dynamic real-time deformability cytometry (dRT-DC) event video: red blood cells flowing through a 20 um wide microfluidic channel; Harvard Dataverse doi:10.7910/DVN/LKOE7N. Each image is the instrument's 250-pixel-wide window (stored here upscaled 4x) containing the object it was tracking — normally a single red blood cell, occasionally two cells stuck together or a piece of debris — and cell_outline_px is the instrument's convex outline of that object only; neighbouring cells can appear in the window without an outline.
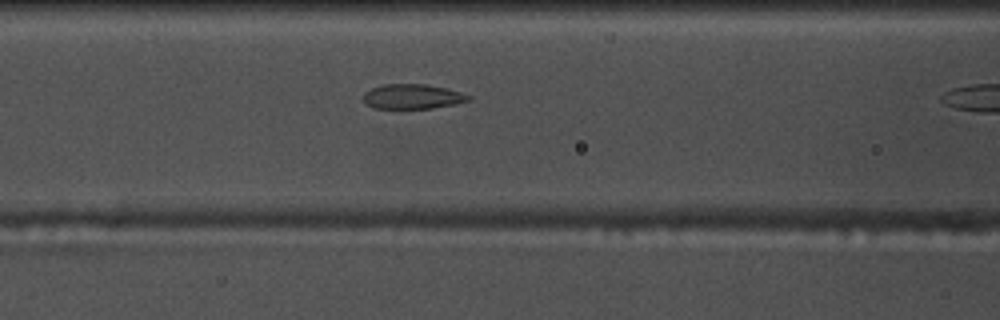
{"species": "common noctule bat (a hibernating species)", "species_latin": "Nyctalus noctula", "temperature_condition": "warm", "stored_images_in_passage": 10, "camera_frame_rate_fps": 3000, "um_per_image_px": 0.085, "animal": {"sex": "male", "body_mass_g": 17.5, "forearm_length_mm": 52.3}, "frame": {"image": 1, "passage_image": 9, "time_ms": 2.667, "image_size_px": [1000, 320], "cell_outline_px": [[472, 96], [468, 100], [452, 104], [432, 108], [372, 108], [364, 104], [364, 92], [372, 88], [384, 84], [424, 84], [448, 88]], "centroid_in_image_um": [35.02, 8.2], "position_along_channel_um": 131.6, "area_um2": 15.09}}